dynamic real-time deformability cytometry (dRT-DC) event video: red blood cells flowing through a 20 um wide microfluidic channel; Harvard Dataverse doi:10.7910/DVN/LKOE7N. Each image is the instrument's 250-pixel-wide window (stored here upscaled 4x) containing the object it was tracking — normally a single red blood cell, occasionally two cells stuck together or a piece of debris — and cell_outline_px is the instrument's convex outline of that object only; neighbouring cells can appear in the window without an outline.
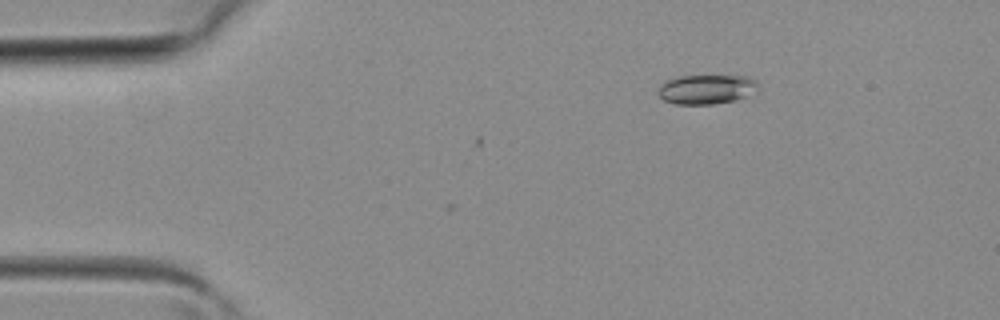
{"species": "common noctule bat (a hibernating species)", "species_latin": "Nyctalus noctula", "temperature_condition": "room temperature", "stored_images_in_passage": 5, "camera_frame_rate_fps": 3000, "um_per_image_px": 0.085, "animal": {"sex": "female", "body_mass_g": 19.3, "forearm_length_mm": 54.1}, "frame": {"image": 1, "passage_image": 1, "time_ms": 0.0, "image_size_px": [1000, 320], "cell_outline_px": [[756, 84], [744, 96], [732, 100], [712, 104], [676, 104], [664, 100], [656, 92], [660, 84], [668, 80], [680, 76], [748, 76], [756, 80]], "centroid_in_image_um": [59.92, 7.58], "position_along_channel_um": 25.1, "area_um2": 16.59}}